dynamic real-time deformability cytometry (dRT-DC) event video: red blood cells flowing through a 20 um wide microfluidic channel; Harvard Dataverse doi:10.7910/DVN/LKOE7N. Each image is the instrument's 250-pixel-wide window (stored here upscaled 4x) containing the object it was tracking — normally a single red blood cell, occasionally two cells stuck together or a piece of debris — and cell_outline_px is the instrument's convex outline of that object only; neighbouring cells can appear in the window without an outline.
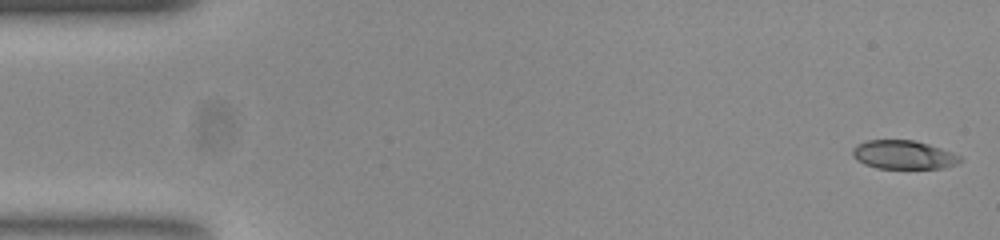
{"species": "common noctule bat (a hibernating species)", "species_latin": "Nyctalus noctula", "temperature_condition": "room temperature", "stored_images_in_passage": 52, "camera_frame_rate_fps": 3000, "um_per_image_px": 0.085, "animal": {"sex": "female", "body_mass_g": 23.0, "forearm_length_mm": 53.4}, "frame": {"image": 1, "passage_image": 1, "time_ms": 0.0, "image_size_px": [1000, 240], "cell_outline_px": [[964, 160], [956, 164], [944, 168], [876, 168], [864, 164], [856, 160], [852, 156], [852, 148], [856, 144], [868, 140], [916, 140], [952, 152], [960, 156]], "centroid_in_image_um": [76.78, 13.15], "position_along_channel_um": 8.2, "area_um2": 18.09}}
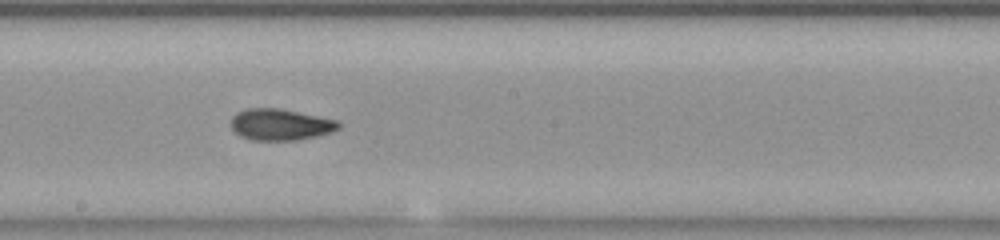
{"frame": {"image": 2, "passage_image": 28, "time_ms": 9.0, "image_size_px": [1000, 240], "cell_outline_px": [[340, 128], [332, 132], [316, 136], [296, 140], [252, 140], [240, 136], [232, 128], [232, 116], [236, 112], [248, 108], [280, 108], [340, 120]], "centroid_in_image_um": [23.87, 10.58], "position_along_channel_um": 224.3, "area_um2": 19.83}}
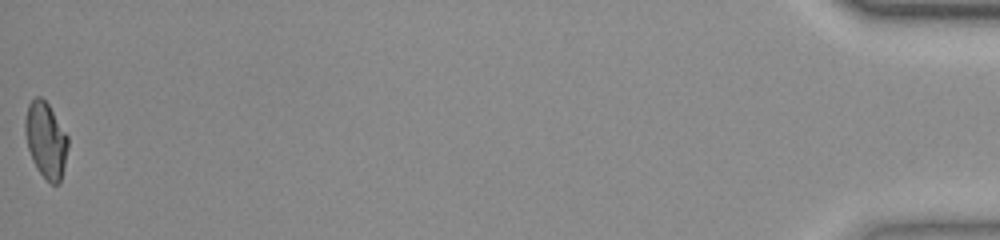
{"frame": {"image": 3, "passage_image": 52, "time_ms": 17.0, "image_size_px": [1000, 240], "cell_outline_px": [[68, 148], [60, 184], [52, 184], [36, 168], [32, 160], [28, 148], [24, 132], [24, 120], [28, 104], [36, 96], [40, 96], [48, 104], [68, 136]], "centroid_in_image_um": [3.89, 11.9], "position_along_channel_um": 431.3, "area_um2": 18.9}, "authors_computed_cell_mechanics": {"area_um2": 19.2474, "velocity_mm_per_s": 3.8918, "shape_relaxation_time_tau1_ms": 4.5029, "shape_relaxation_time_tau2_ms": 1.3755, "deformation_change_tau1": 0.1655, "deformation_change_tau2": 0.0752}}